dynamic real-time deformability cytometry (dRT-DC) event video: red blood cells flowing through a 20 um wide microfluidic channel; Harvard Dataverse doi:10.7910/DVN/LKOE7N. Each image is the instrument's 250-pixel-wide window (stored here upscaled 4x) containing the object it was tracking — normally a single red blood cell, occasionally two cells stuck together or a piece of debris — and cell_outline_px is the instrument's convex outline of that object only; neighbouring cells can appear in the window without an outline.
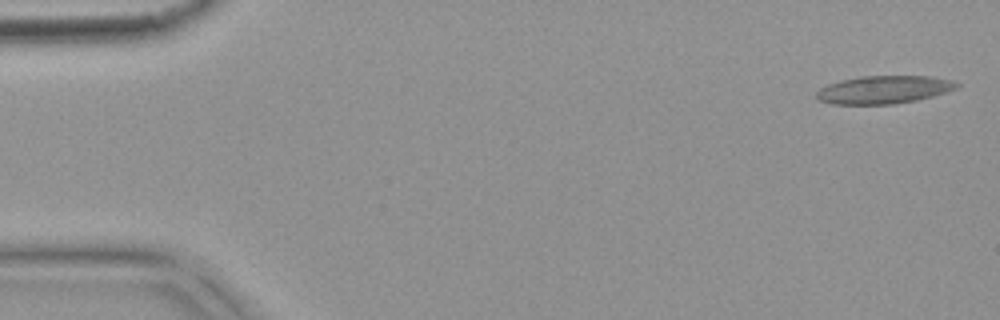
{"species": "common noctule bat (a hibernating species)", "species_latin": "Nyctalus noctula", "temperature_condition": "warm", "stored_images_in_passage": 6, "camera_frame_rate_fps": 3000, "um_per_image_px": 0.085, "animal": {"sex": "female", "body_mass_g": 18.4}, "frame": {"image": 1, "passage_image": 1, "time_ms": 0.0, "image_size_px": [1000, 320], "cell_outline_px": [[960, 84], [956, 88], [932, 96], [916, 100], [892, 104], [832, 104], [820, 100], [816, 96], [816, 92], [820, 88], [828, 84], [840, 80], [860, 76], [928, 76], [952, 80]], "centroid_in_image_um": [75.1, 7.62], "position_along_channel_um": 9.9, "area_um2": 22.66}}
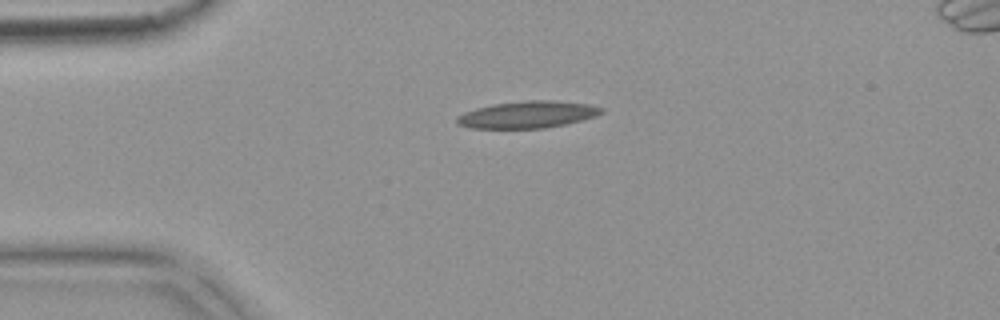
{"frame": {"image": 2, "passage_image": 4, "time_ms": 1.0, "image_size_px": [1000, 320], "cell_outline_px": [[604, 112], [596, 116], [564, 124], [544, 128], [468, 128], [456, 124], [456, 116], [464, 112], [476, 108], [492, 104], [524, 100], [556, 100], [588, 104], [604, 108]], "centroid_in_image_um": [44.81, 9.73], "position_along_channel_um": 40.2, "area_um2": 22.83}}
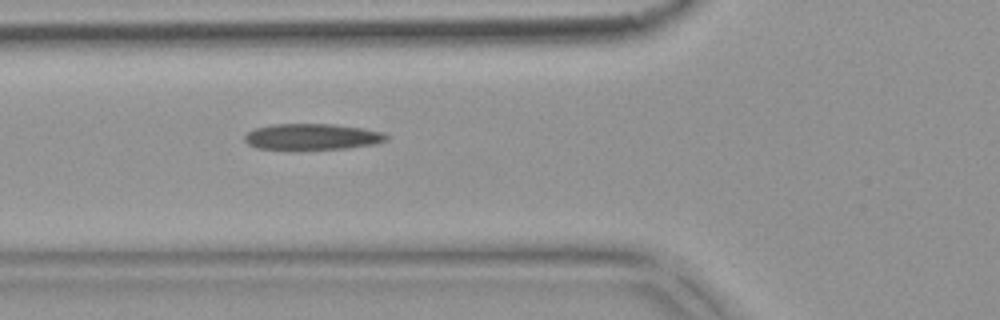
{"frame": {"image": 3, "passage_image": 6, "time_ms": 1.667, "image_size_px": [1000, 320], "cell_outline_px": [[388, 140], [376, 144], [348, 148], [300, 152], [256, 148], [248, 144], [244, 140], [244, 136], [248, 132], [256, 128], [272, 124], [332, 124], [364, 128], [384, 132], [388, 136]], "centroid_in_image_um": [26.53, 11.67], "position_along_channel_um": 99.3, "area_um2": 22.6}}